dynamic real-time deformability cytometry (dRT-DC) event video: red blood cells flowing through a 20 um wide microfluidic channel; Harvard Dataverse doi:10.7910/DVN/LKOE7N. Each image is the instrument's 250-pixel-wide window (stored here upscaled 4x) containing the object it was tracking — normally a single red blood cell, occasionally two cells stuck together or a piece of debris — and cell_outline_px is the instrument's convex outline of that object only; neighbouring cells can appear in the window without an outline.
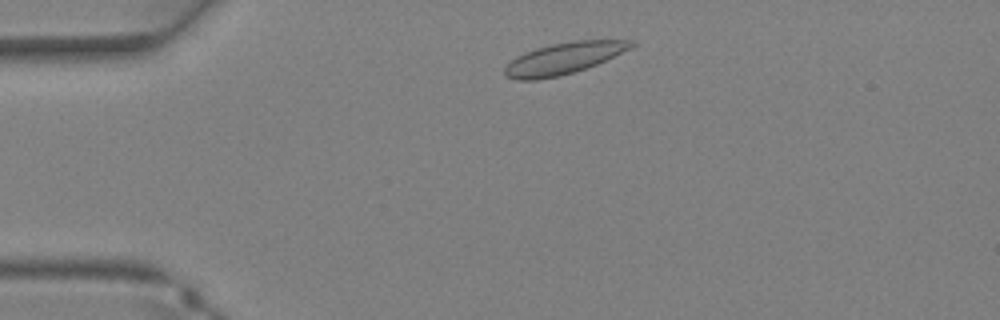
{"species": "Egyptian fruit bat (a non-hibernating species)", "species_latin": "Rousettus aegyptiacus", "temperature_condition": "warm", "stored_images_in_passage": 32, "camera_frame_rate_fps": 3000, "um_per_image_px": 0.085, "animal": {"sex": "female"}, "frame": {"image": 1, "passage_image": 3, "time_ms": 0.667, "image_size_px": [1000, 320], "cell_outline_px": [[636, 44], [596, 64], [560, 76], [536, 80], [516, 80], [504, 76], [504, 68], [516, 56], [524, 52], [536, 48], [552, 44], [572, 40], [632, 40]], "centroid_in_image_um": [47.82, 4.96], "position_along_channel_um": 37.2, "area_um2": 22.89}}
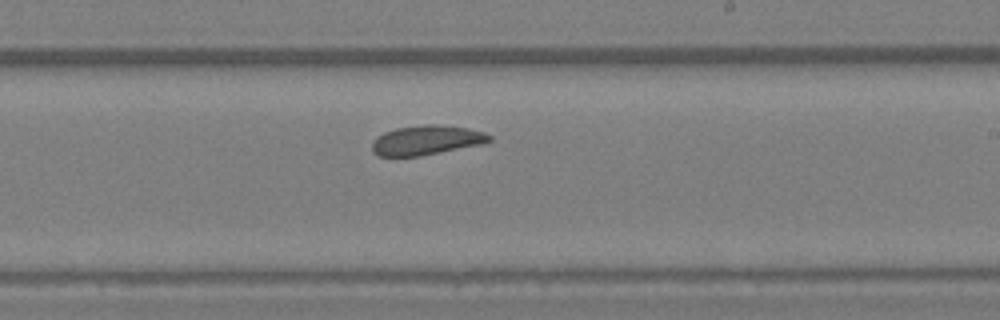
{"frame": {"image": 2, "passage_image": 17, "time_ms": 5.333, "image_size_px": [1000, 320], "cell_outline_px": [[492, 140], [480, 144], [420, 156], [380, 156], [372, 152], [372, 140], [376, 136], [384, 132], [396, 128], [424, 124], [436, 124], [468, 128], [484, 132], [492, 136]], "centroid_in_image_um": [36.21, 11.9], "position_along_channel_um": 252.8, "area_um2": 20.17}}
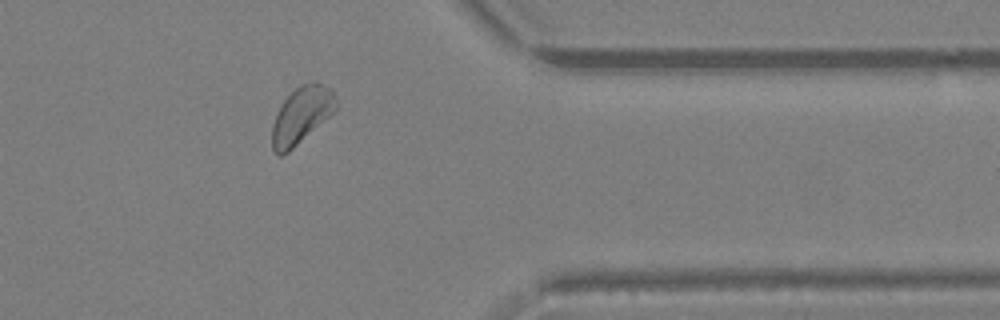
{"frame": {"image": 3, "passage_image": 25, "time_ms": 8.0, "image_size_px": [1000, 320], "cell_outline_px": [[336, 108], [328, 116], [288, 152], [280, 156], [276, 156], [272, 148], [272, 124], [284, 100], [300, 84], [312, 80], [316, 80], [332, 88], [336, 96]], "centroid_in_image_um": [25.62, 9.75], "position_along_channel_um": 385.8, "area_um2": 20.87}}